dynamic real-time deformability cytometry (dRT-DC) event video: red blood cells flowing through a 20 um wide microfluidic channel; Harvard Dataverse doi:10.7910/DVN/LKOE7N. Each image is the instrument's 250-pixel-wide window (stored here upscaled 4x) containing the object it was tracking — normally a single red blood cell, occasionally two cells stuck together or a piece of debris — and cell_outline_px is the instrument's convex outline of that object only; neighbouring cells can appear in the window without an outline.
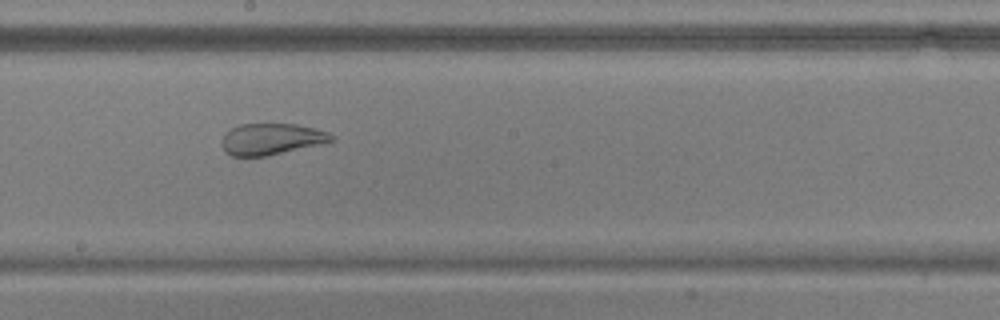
{"species": "common noctule bat (a hibernating species)", "species_latin": "Nyctalus noctula", "temperature_condition": "warm", "stored_images_in_passage": 46, "camera_frame_rate_fps": 3000, "um_per_image_px": 0.085, "animal": {"sex": "male", "body_mass_g": 17.9, "forearm_length_mm": 54.2}, "frame": {"image": 1, "passage_image": 23, "time_ms": 7.333, "image_size_px": [1000, 320], "cell_outline_px": [[336, 136], [332, 140], [320, 144], [268, 156], [232, 156], [224, 152], [220, 144], [220, 140], [232, 128], [240, 124], [296, 124], [316, 128], [328, 132]], "centroid_in_image_um": [23.05, 11.82], "position_along_channel_um": 225.1, "area_um2": 20.11}}
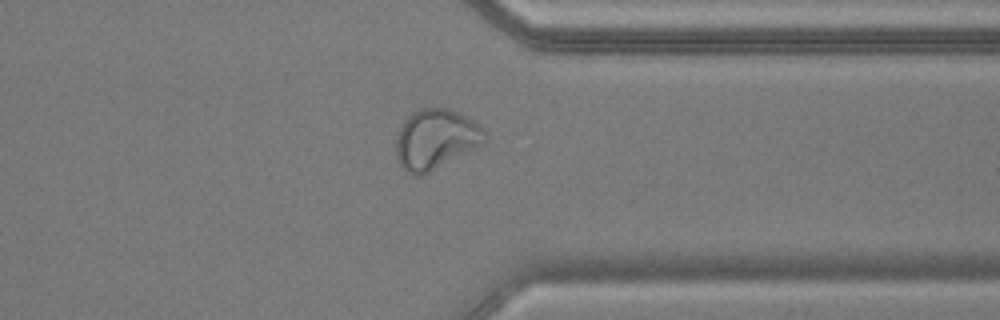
{"frame": {"image": 2, "passage_image": 35, "time_ms": 11.333, "image_size_px": [1000, 320], "cell_outline_px": [[488, 136], [484, 144], [420, 176], [412, 176], [400, 164], [396, 156], [396, 140], [400, 124], [412, 112], [420, 108], [448, 108], [472, 120], [484, 128]], "centroid_in_image_um": [37.03, 11.82], "position_along_channel_um": 374.4, "area_um2": 30.98}}
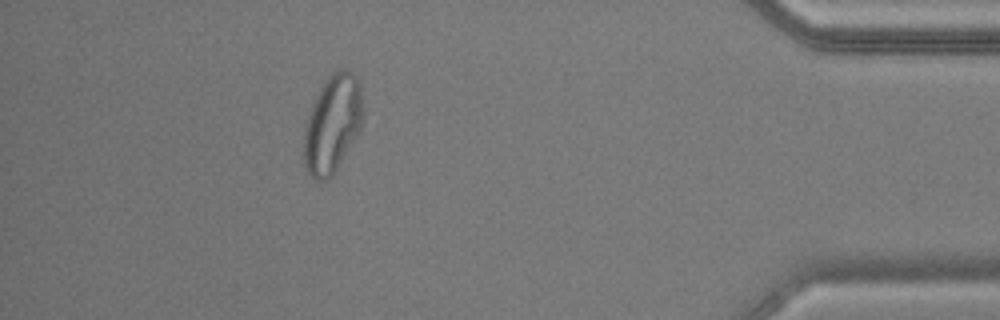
{"frame": {"image": 3, "passage_image": 41, "time_ms": 13.333, "image_size_px": [1000, 320], "cell_outline_px": [[364, 116], [360, 132], [332, 176], [328, 180], [316, 180], [308, 172], [304, 164], [304, 128], [308, 112], [324, 80], [332, 72], [340, 68], [344, 68], [352, 72], [360, 84], [364, 112]], "centroid_in_image_um": [28.28, 10.51], "position_along_channel_um": 406.9, "area_um2": 34.16}}